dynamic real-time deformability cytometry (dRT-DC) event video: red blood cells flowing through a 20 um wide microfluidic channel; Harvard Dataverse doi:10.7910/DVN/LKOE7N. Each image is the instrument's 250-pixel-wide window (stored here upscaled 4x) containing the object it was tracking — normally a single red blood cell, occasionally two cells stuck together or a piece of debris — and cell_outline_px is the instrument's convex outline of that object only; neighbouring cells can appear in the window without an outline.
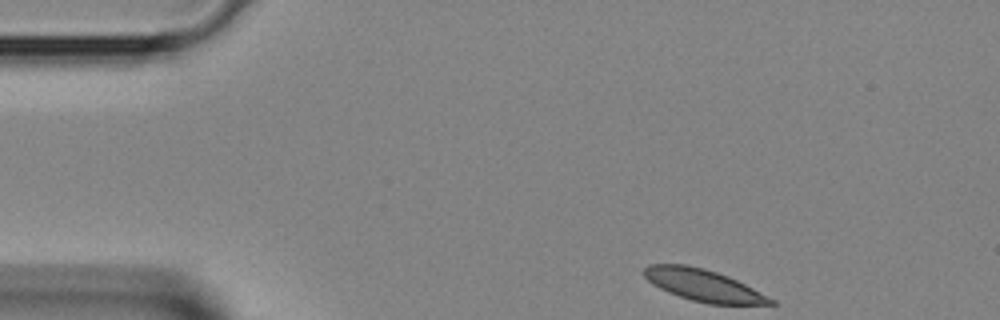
{"species": "Egyptian fruit bat (a non-hibernating species)", "species_latin": "Rousettus aegyptiacus", "temperature_condition": "room temperature", "stored_images_in_passage": 3, "camera_frame_rate_fps": 3000, "um_per_image_px": 0.085, "animal": {"sex": "female"}, "frame": {"image": 1, "passage_image": 1, "time_ms": 0.0, "image_size_px": [1000, 320], "cell_outline_px": [[776, 304], [708, 304], [692, 300], [668, 292], [652, 284], [644, 276], [644, 268], [648, 264], [684, 264], [704, 268], [728, 276], [776, 300]], "centroid_in_image_um": [59.77, 24.24], "position_along_channel_um": 25.2, "area_um2": 23.24}}